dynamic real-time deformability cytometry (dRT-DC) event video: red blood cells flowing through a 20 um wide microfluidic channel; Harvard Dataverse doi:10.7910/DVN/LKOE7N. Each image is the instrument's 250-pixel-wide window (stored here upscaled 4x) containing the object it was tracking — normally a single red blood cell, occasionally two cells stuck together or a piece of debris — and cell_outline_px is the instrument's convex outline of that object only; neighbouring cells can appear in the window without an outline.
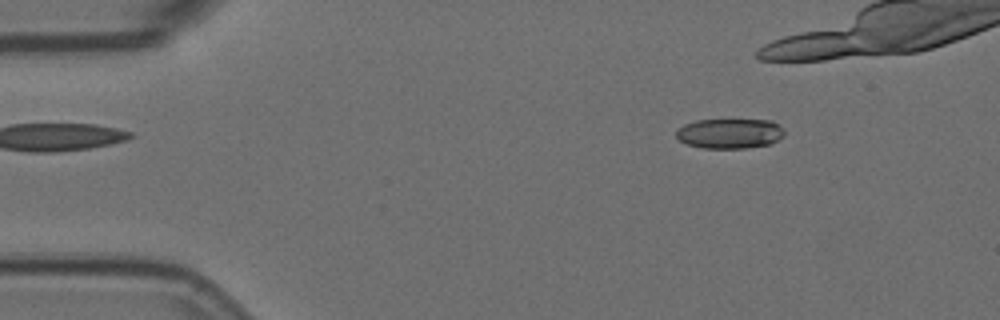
{"species": "Egyptian fruit bat (a non-hibernating species)", "species_latin": "Rousettus aegyptiacus", "temperature_condition": "room temperature", "stored_images_in_passage": 4, "camera_frame_rate_fps": 3000, "um_per_image_px": 0.085, "animal": {"sex": "female"}, "frame": {"image": 1, "passage_image": 1, "time_ms": 0.0, "image_size_px": [1000, 320], "cell_outline_px": [[784, 136], [772, 144], [744, 148], [704, 148], [688, 144], [680, 140], [676, 136], [676, 132], [684, 124], [696, 120], [772, 120], [780, 124], [784, 128]], "centroid_in_image_um": [62.09, 11.34], "position_along_channel_um": 22.9, "area_um2": 18.96}}